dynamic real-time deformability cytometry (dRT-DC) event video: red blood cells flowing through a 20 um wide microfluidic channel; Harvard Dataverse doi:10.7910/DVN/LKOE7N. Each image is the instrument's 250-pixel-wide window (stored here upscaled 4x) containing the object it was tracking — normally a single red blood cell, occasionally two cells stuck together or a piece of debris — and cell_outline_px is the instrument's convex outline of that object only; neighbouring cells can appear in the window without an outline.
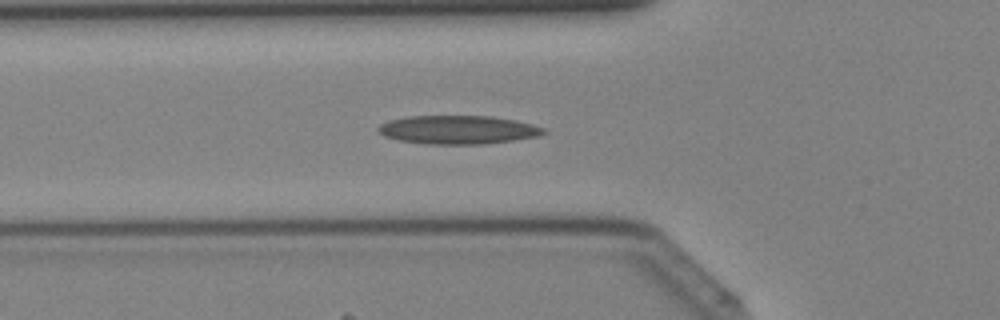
{"species": "Egyptian fruit bat (a non-hibernating species)", "species_latin": "Rousettus aegyptiacus", "temperature_condition": "cold", "stored_images_in_passage": 41, "camera_frame_rate_fps": 3000, "um_per_image_px": 0.085, "animal": {"sex": "female"}, "frame": {"image": 1, "passage_image": 14, "time_ms": 4.333, "image_size_px": [1000, 320], "cell_outline_px": [[548, 132], [540, 136], [484, 144], [428, 144], [400, 140], [384, 136], [376, 132], [376, 128], [380, 124], [388, 120], [408, 116], [492, 116], [516, 120], [532, 124], [544, 128]], "centroid_in_image_um": [38.92, 11.02], "position_along_channel_um": 86.9, "area_um2": 27.69}}
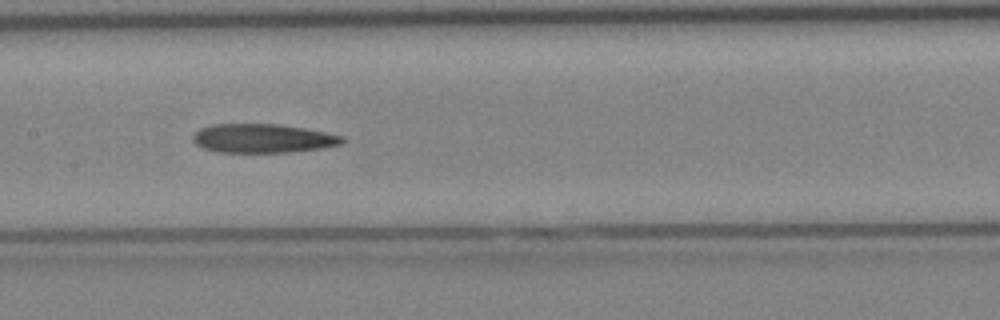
{"frame": {"image": 2, "passage_image": 20, "time_ms": 6.333, "image_size_px": [1000, 320], "cell_outline_px": [[344, 140], [340, 144], [324, 148], [288, 152], [216, 152], [204, 148], [196, 144], [192, 140], [192, 136], [200, 128], [212, 124], [280, 124], [304, 128], [344, 136]], "centroid_in_image_um": [22.32, 11.76], "position_along_channel_um": 185.1, "area_um2": 25.14}}
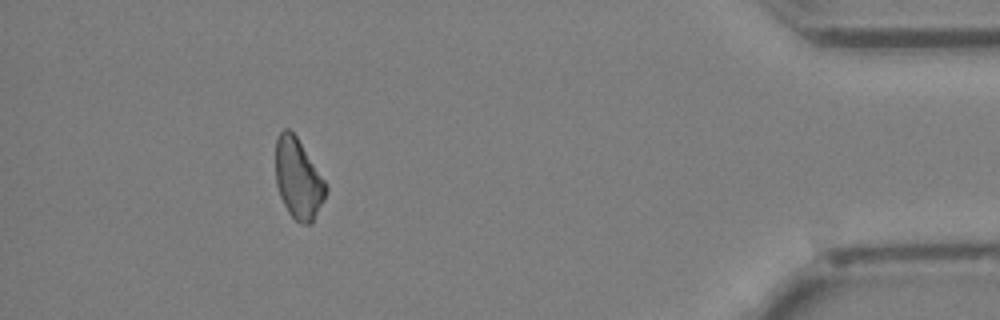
{"frame": {"image": 3, "passage_image": 37, "time_ms": 12.0, "image_size_px": [1000, 320], "cell_outline_px": [[328, 192], [312, 224], [300, 224], [288, 212], [280, 196], [276, 184], [276, 140], [280, 132], [284, 128], [288, 128], [296, 136], [324, 180], [328, 188]], "centroid_in_image_um": [25.35, 15.23], "position_along_channel_um": 409.8, "area_um2": 23.35}}